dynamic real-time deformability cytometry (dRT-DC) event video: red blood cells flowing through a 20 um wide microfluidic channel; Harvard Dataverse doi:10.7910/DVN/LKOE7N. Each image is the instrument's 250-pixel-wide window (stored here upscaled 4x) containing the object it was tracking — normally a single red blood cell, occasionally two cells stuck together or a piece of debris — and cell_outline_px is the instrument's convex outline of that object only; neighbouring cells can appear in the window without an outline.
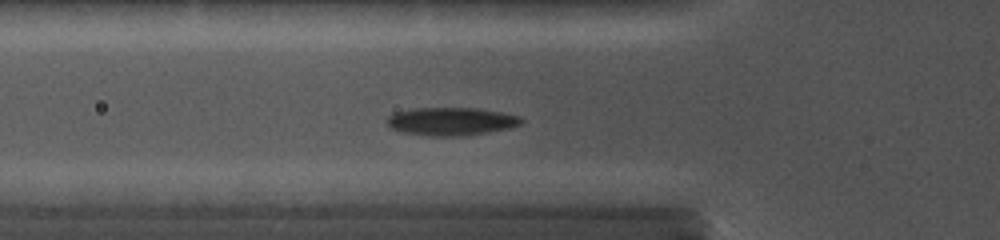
{"species": "common noctule bat (a hibernating species)", "species_latin": "Nyctalus noctula", "temperature_condition": "cold", "stored_images_in_passage": 25, "camera_frame_rate_fps": 5000, "um_per_image_px": 0.085, "animal": {"sex": "female", "body_mass_g": 19.0, "forearm_length_mm": 56.7}, "frame": {"image": 1, "passage_image": 7, "time_ms": 2.6, "image_size_px": [1000, 240], "cell_outline_px": [[524, 120], [520, 124], [508, 128], [464, 136], [428, 136], [404, 132], [392, 128], [388, 124], [388, 116], [396, 112], [412, 108], [476, 108], [500, 112], [520, 116]], "centroid_in_image_um": [38.35, 10.31], "position_along_channel_um": 87.4, "area_um2": 21.73}}
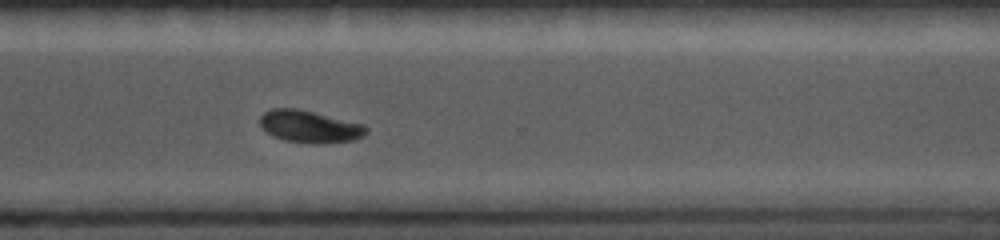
{"frame": {"image": 2, "passage_image": 18, "time_ms": 9.0, "image_size_px": [1000, 240], "cell_outline_px": [[368, 132], [364, 136], [356, 140], [320, 144], [312, 144], [284, 140], [272, 136], [260, 124], [260, 116], [264, 112], [272, 108], [296, 108], [364, 124], [368, 128]], "centroid_in_image_um": [26.35, 10.77], "position_along_channel_um": 344.2, "area_um2": 20.06}}
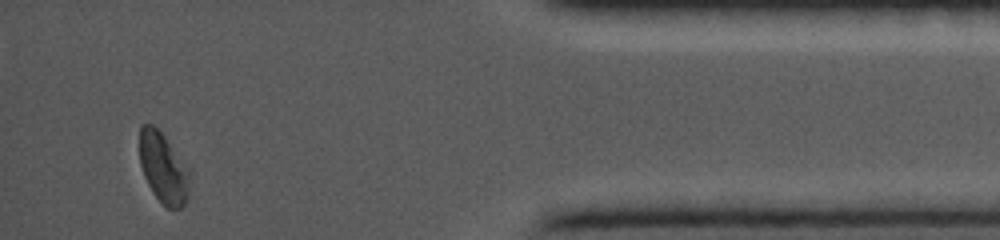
{"frame": {"image": 3, "passage_image": 24, "time_ms": 11.8, "image_size_px": [1000, 240], "cell_outline_px": [[188, 196], [184, 204], [180, 208], [168, 208], [152, 192], [144, 176], [140, 164], [140, 124], [152, 124], [164, 136], [188, 172]], "centroid_in_image_um": [13.83, 14.28], "position_along_channel_um": 421.4, "area_um2": 19.71}}